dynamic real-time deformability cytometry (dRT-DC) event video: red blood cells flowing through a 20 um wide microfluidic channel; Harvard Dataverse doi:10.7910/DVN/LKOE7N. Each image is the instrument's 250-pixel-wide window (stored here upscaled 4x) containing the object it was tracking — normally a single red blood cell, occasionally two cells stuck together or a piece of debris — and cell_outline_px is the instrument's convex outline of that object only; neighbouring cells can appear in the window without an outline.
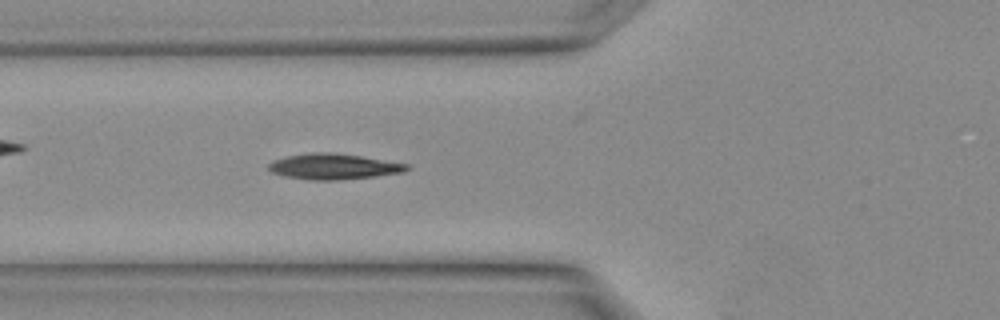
{"species": "Egyptian fruit bat (a non-hibernating species)", "species_latin": "Rousettus aegyptiacus", "temperature_condition": "warm", "stored_images_in_passage": 4, "camera_frame_rate_fps": 3000, "um_per_image_px": 0.085, "animal": {"sex": "female"}, "frame": {"image": 1, "passage_image": 4, "time_ms": 1.0, "image_size_px": [1000, 320], "cell_outline_px": [[412, 168], [404, 172], [376, 176], [336, 180], [312, 180], [284, 176], [272, 172], [268, 168], [268, 164], [272, 160], [288, 156], [312, 152], [336, 152], [412, 164]], "centroid_in_image_um": [28.42, 14.14], "position_along_channel_um": 97.4, "area_um2": 20.92}}